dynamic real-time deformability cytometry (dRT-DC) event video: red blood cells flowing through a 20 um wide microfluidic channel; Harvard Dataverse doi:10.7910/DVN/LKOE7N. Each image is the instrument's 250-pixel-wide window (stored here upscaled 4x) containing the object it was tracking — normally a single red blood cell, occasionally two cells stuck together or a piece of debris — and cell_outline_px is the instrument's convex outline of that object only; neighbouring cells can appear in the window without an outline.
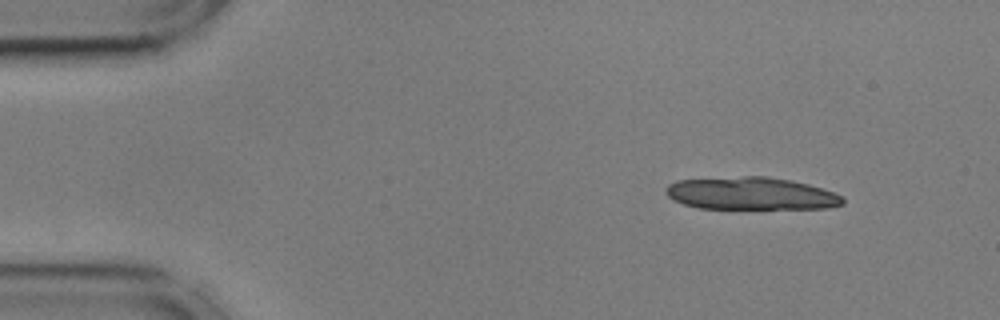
{"species": "common noctule bat (a hibernating species)", "species_latin": "Nyctalus noctula", "temperature_condition": "cold", "stored_images_in_passage": 36, "camera_frame_rate_fps": 3000, "um_per_image_px": 0.085, "animal": {"sex": "male", "body_mass_g": 17.9, "forearm_length_mm": 54.2}, "frame": {"image": 1, "passage_image": 1, "time_ms": 0.0, "image_size_px": [1000, 320], "cell_outline_px": [[844, 204], [828, 208], [700, 208], [684, 204], [668, 196], [664, 192], [664, 188], [668, 184], [676, 180], [744, 176], [768, 176], [792, 180], [808, 184], [844, 196]], "centroid_in_image_um": [63.83, 16.44], "position_along_channel_um": 21.2, "area_um2": 33.52}}
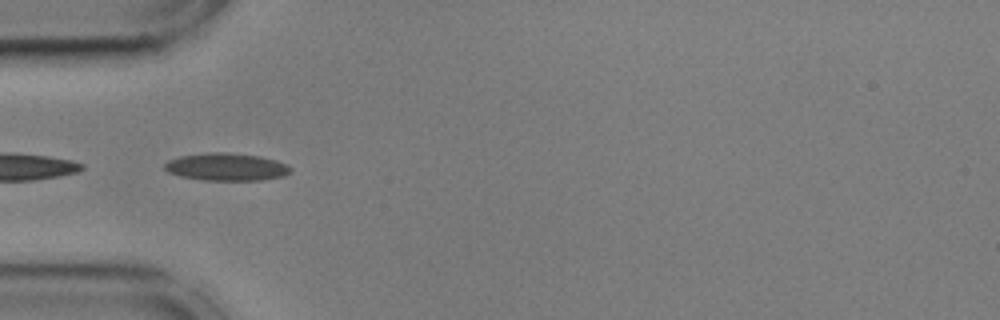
{"frame": {"image": 2, "passage_image": 12, "time_ms": 3.667, "image_size_px": [1000, 320], "cell_outline_px": [[292, 172], [284, 176], [260, 180], [204, 180], [180, 176], [168, 172], [164, 168], [164, 164], [168, 160], [180, 156], [212, 152], [228, 152], [260, 156], [276, 160], [288, 164], [292, 168]], "centroid_in_image_um": [19.28, 14.18], "position_along_channel_um": 65.7, "area_um2": 20.35}}